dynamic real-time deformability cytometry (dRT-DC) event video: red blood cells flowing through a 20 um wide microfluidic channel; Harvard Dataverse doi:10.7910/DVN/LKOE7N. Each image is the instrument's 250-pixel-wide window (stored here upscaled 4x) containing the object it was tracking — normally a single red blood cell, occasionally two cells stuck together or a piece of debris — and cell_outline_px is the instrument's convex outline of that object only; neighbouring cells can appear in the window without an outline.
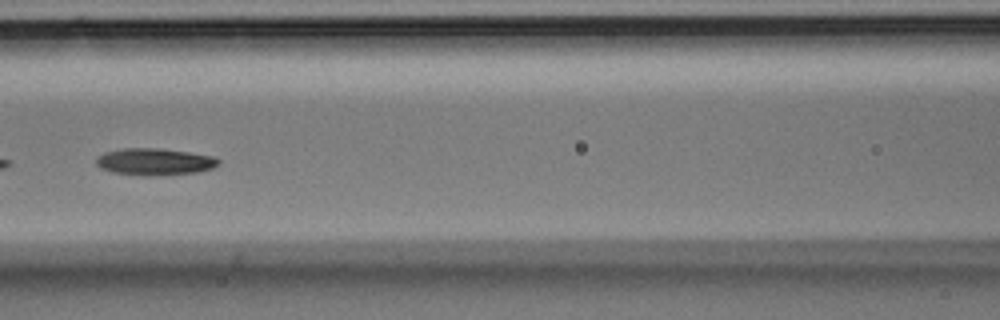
{"species": "Egyptian fruit bat (a non-hibernating species)", "species_latin": "Rousettus aegyptiacus", "temperature_condition": "room temperature", "stored_images_in_passage": 51, "camera_frame_rate_fps": 3000, "um_per_image_px": 0.085, "animal": {"sex": "male"}, "frame": {"image": 1, "passage_image": 22, "time_ms": 7.0, "image_size_px": [1000, 320], "cell_outline_px": [[220, 164], [212, 168], [196, 172], [148, 176], [144, 176], [112, 172], [100, 168], [96, 164], [96, 156], [104, 152], [124, 148], [160, 148], [188, 152], [212, 156], [220, 160]], "centroid_in_image_um": [13.1, 13.74], "position_along_channel_um": 153.5, "area_um2": 19.19}}
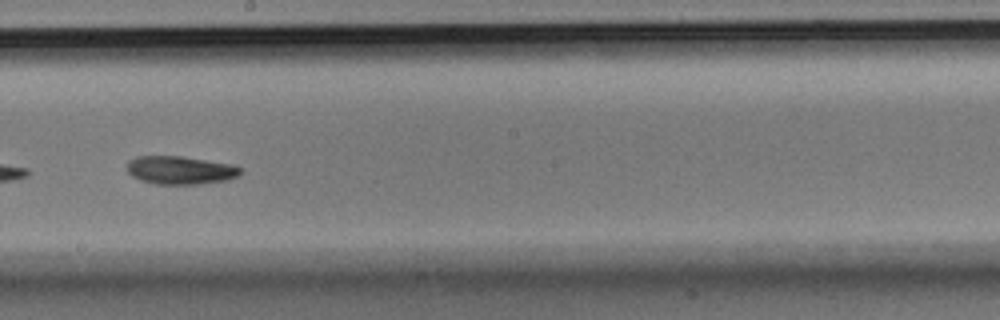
{"frame": {"image": 2, "passage_image": 28, "time_ms": 9.0, "image_size_px": [1000, 320], "cell_outline_px": [[240, 176], [228, 180], [196, 184], [156, 184], [140, 180], [132, 176], [128, 172], [128, 160], [136, 156], [184, 156], [232, 164], [240, 168]], "centroid_in_image_um": [15.33, 14.46], "position_along_channel_um": 232.9, "area_um2": 18.73}}
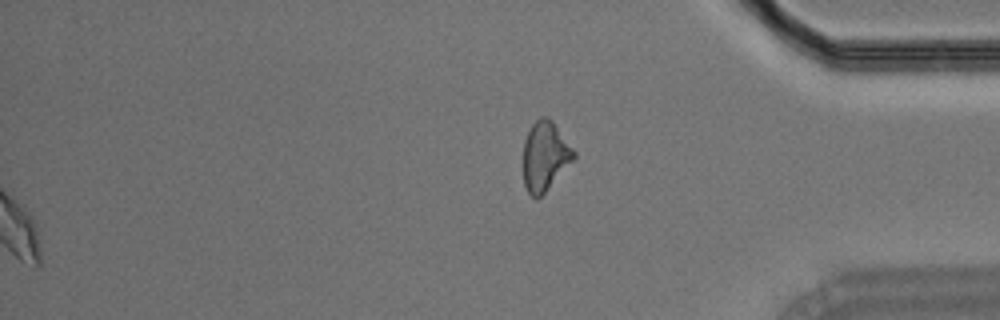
{"frame": {"image": 3, "passage_image": 51, "time_ms": 16.667, "image_size_px": [1000, 320], "cell_outline_px": [[576, 156], [544, 192], [536, 200], [528, 192], [524, 184], [524, 140], [532, 124], [540, 116], [548, 116], [552, 120], [576, 152]], "centroid_in_image_um": [46.32, 13.23], "position_along_channel_um": 388.9, "area_um2": 20.06}}